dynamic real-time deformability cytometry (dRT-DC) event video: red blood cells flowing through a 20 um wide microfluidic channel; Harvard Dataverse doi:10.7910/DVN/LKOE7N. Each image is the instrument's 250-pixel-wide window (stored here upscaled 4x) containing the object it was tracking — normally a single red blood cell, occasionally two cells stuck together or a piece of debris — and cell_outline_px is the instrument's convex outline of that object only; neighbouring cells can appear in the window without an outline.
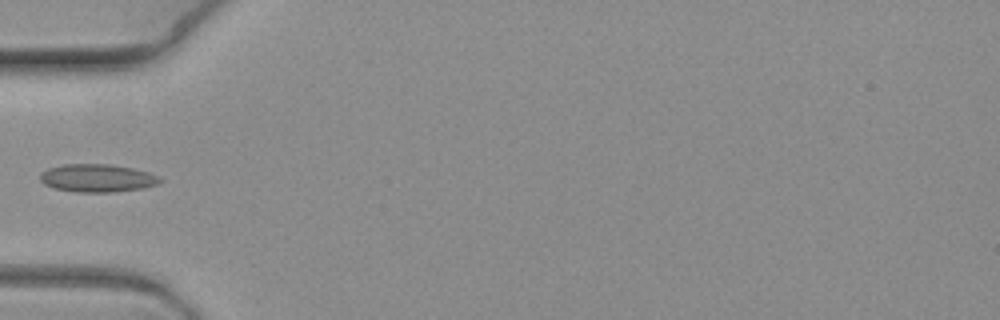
{"species": "common noctule bat (a hibernating species)", "species_latin": "Nyctalus noctula", "temperature_condition": "warm", "stored_images_in_passage": 8, "camera_frame_rate_fps": 3000, "um_per_image_px": 0.085, "animal": {"sex": "female", "body_mass_g": 19.3, "forearm_length_mm": 54.1}, "frame": {"image": 1, "passage_image": 5, "time_ms": 1.333, "image_size_px": [1000, 320], "cell_outline_px": [[164, 180], [156, 184], [140, 188], [116, 192], [76, 192], [52, 188], [44, 184], [40, 180], [40, 172], [48, 168], [64, 164], [108, 164], [132, 168], [148, 172], [160, 176]], "centroid_in_image_um": [8.24, 15.14], "position_along_channel_um": 76.8, "area_um2": 19.59}}
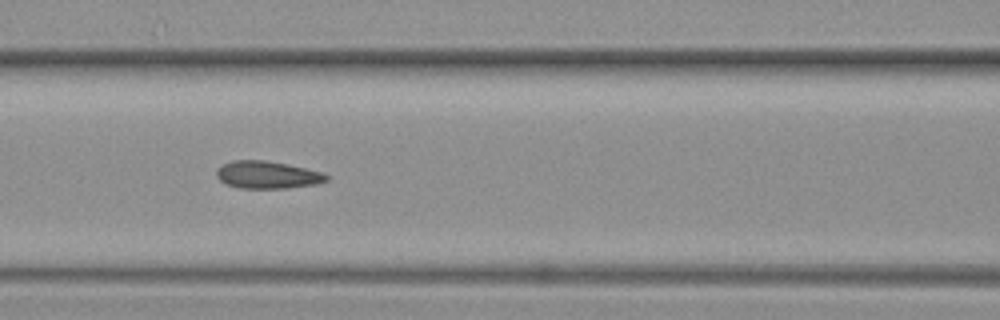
{"frame": {"image": 2, "passage_image": 7, "time_ms": 2.0, "image_size_px": [1000, 320], "cell_outline_px": [[328, 180], [316, 184], [288, 188], [240, 188], [224, 184], [216, 176], [216, 168], [232, 160], [264, 160], [288, 164], [320, 172], [328, 176]], "centroid_in_image_um": [22.68, 14.86], "position_along_channel_um": 143.9, "area_um2": 17.57}}
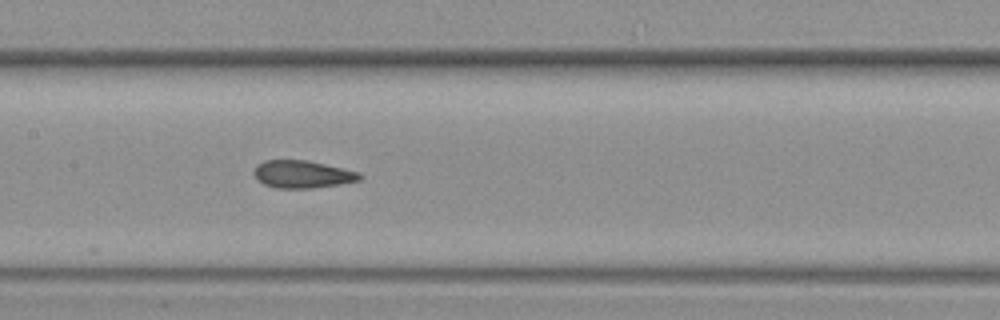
{"frame": {"image": 3, "passage_image": 8, "time_ms": 2.333, "image_size_px": [1000, 320], "cell_outline_px": [[364, 176], [360, 180], [340, 184], [312, 188], [276, 188], [264, 184], [252, 172], [256, 164], [264, 160], [308, 160], [360, 172]], "centroid_in_image_um": [25.72, 14.8], "position_along_channel_um": 181.7, "area_um2": 17.05}}